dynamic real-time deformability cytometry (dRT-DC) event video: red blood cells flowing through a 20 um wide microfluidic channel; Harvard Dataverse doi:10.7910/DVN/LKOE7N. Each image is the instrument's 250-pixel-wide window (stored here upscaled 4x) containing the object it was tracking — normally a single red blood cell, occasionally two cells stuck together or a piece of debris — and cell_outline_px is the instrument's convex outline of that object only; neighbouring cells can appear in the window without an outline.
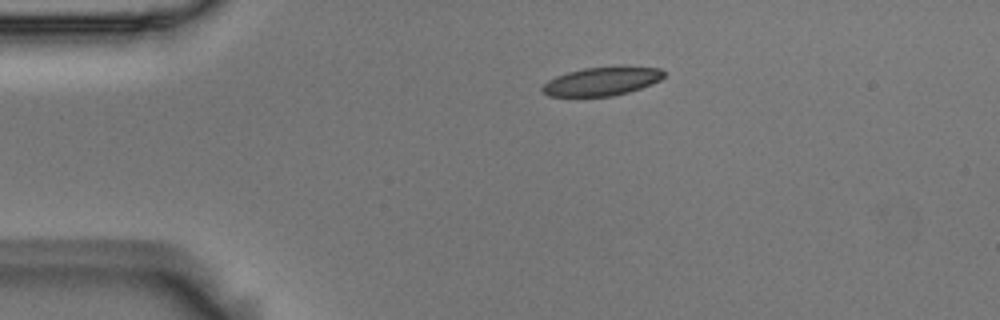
{"species": "Egyptian fruit bat (a non-hibernating species)", "species_latin": "Rousettus aegyptiacus", "temperature_condition": "room temperature", "stored_images_in_passage": 11, "camera_frame_rate_fps": 3000, "um_per_image_px": 0.085, "animal": {"sex": "male"}, "frame": {"image": 1, "passage_image": 1, "time_ms": 0.0, "image_size_px": [1000, 320], "cell_outline_px": [[664, 76], [660, 80], [652, 84], [628, 92], [612, 96], [548, 96], [540, 88], [548, 80], [556, 76], [568, 72], [584, 68], [620, 64], [660, 68], [664, 72]], "centroid_in_image_um": [51.2, 6.87], "position_along_channel_um": 33.8, "area_um2": 20.69}}
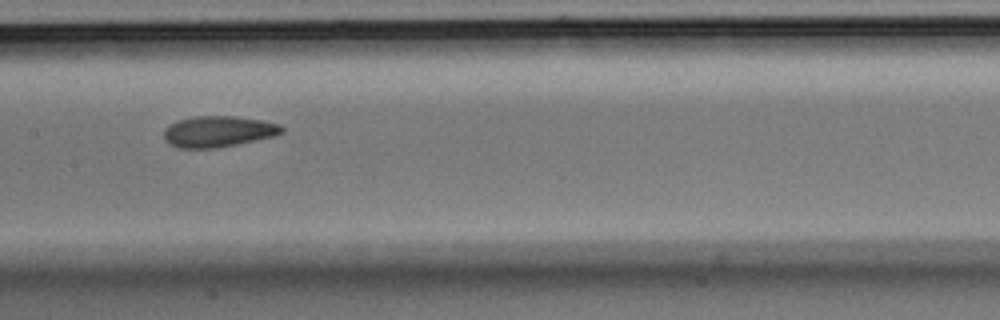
{"frame": {"image": 2, "passage_image": 5, "time_ms": 1.333, "image_size_px": [1000, 320], "cell_outline_px": [[284, 132], [272, 136], [236, 144], [216, 148], [176, 148], [168, 144], [164, 140], [164, 128], [176, 120], [196, 116], [236, 116], [260, 120], [280, 124], [284, 128]], "centroid_in_image_um": [18.5, 11.17], "position_along_channel_um": 188.9, "area_um2": 21.39}}
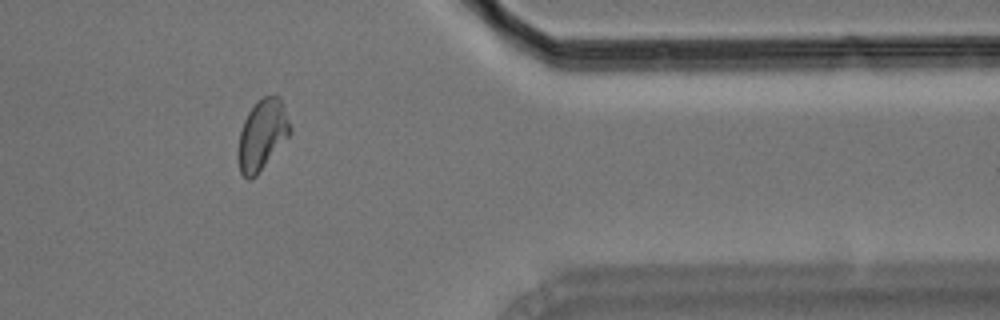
{"frame": {"image": 3, "passage_image": 10, "time_ms": 3.0, "image_size_px": [1000, 320], "cell_outline_px": [[292, 132], [256, 176], [252, 180], [248, 180], [240, 172], [236, 160], [236, 152], [240, 132], [244, 120], [248, 112], [256, 100], [264, 96], [280, 96], [284, 104], [292, 128]], "centroid_in_image_um": [22.27, 11.46], "position_along_channel_um": 389.1, "area_um2": 21.79}}